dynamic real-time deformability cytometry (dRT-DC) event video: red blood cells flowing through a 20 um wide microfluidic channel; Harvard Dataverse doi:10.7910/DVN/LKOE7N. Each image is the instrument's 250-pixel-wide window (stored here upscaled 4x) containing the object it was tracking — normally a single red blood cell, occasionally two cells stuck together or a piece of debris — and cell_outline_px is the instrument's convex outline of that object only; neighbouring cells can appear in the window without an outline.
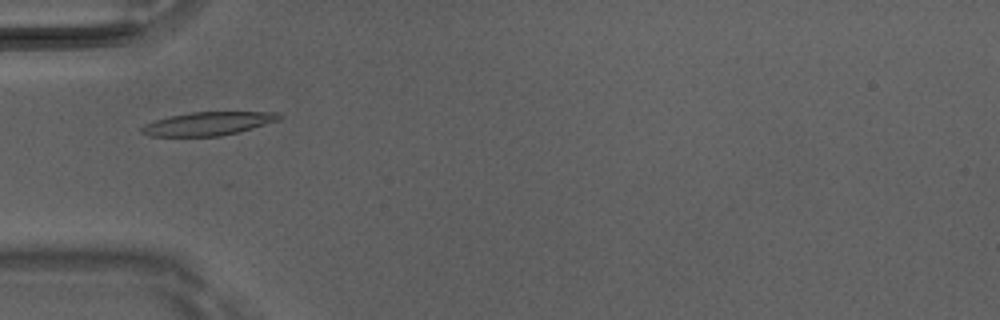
{"species": "Egyptian fruit bat (a non-hibernating species)", "species_latin": "Rousettus aegyptiacus", "temperature_condition": "room temperature", "stored_images_in_passage": 6, "camera_frame_rate_fps": 3000, "um_per_image_px": 0.085, "animal": {"sex": "male"}, "frame": {"image": 1, "passage_image": 4, "time_ms": 1.0, "image_size_px": [1000, 320], "cell_outline_px": [[284, 116], [280, 120], [252, 128], [220, 136], [148, 136], [140, 132], [140, 128], [144, 124], [168, 116], [192, 112], [276, 112]], "centroid_in_image_um": [17.67, 10.5], "position_along_channel_um": 67.3, "area_um2": 18.73}}